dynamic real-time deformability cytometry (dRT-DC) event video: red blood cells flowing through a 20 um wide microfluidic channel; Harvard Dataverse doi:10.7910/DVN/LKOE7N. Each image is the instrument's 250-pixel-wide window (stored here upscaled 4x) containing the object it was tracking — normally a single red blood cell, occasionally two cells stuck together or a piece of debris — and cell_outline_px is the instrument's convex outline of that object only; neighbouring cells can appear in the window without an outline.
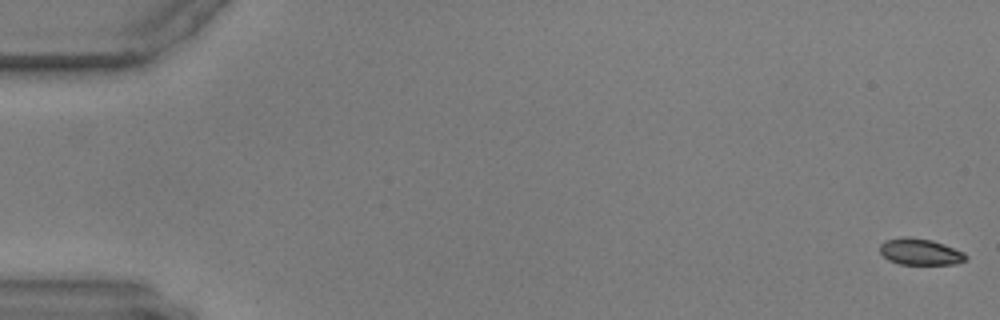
{"species": "common noctule bat (a hibernating species)", "species_latin": "Nyctalus noctula", "temperature_condition": "warm", "stored_images_in_passage": 59, "camera_frame_rate_fps": 3000, "um_per_image_px": 0.085, "animal": {"sex": "male", "body_mass_g": 17.9, "forearm_length_mm": 54.2}, "frame": {"image": 1, "passage_image": 1, "time_ms": 0.0, "image_size_px": [1000, 320], "cell_outline_px": [[968, 256], [964, 260], [956, 264], [900, 264], [888, 260], [880, 252], [880, 244], [884, 240], [904, 236], [908, 236], [932, 240], [944, 244], [964, 252]], "centroid_in_image_um": [78.2, 21.39], "position_along_channel_um": 6.8, "area_um2": 13.29}}
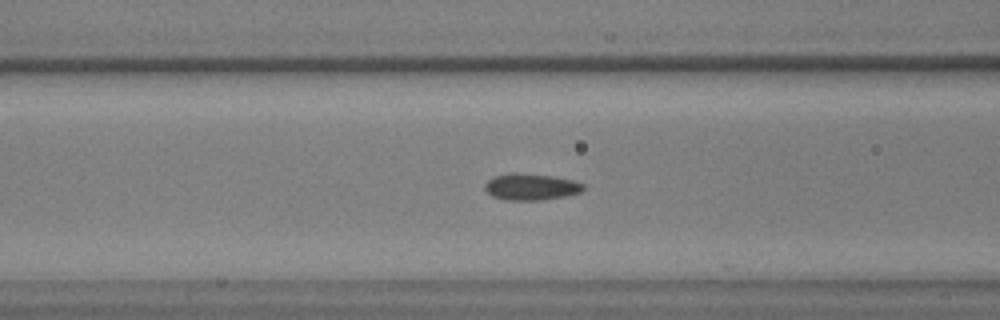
{"frame": {"image": 2, "passage_image": 24, "time_ms": 7.667, "image_size_px": [1000, 320], "cell_outline_px": [[584, 188], [580, 192], [564, 196], [540, 200], [504, 200], [492, 196], [484, 188], [484, 184], [492, 176], [552, 176], [576, 180], [584, 184]], "centroid_in_image_um": [45.17, 15.93], "position_along_channel_um": 121.4, "area_um2": 14.45}}
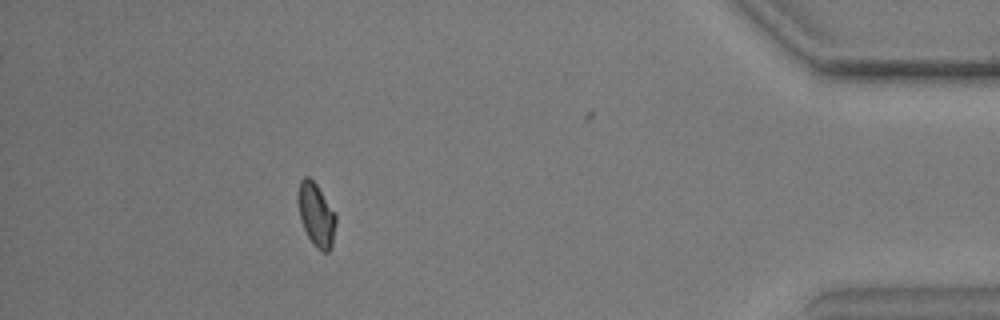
{"frame": {"image": 3, "passage_image": 53, "time_ms": 17.333, "image_size_px": [1000, 320], "cell_outline_px": [[336, 224], [332, 248], [328, 252], [324, 252], [316, 248], [308, 236], [300, 220], [296, 200], [296, 196], [300, 180], [304, 176], [308, 176], [316, 184], [336, 212]], "centroid_in_image_um": [26.87, 18.24], "position_along_channel_um": 408.3, "area_um2": 14.33}}